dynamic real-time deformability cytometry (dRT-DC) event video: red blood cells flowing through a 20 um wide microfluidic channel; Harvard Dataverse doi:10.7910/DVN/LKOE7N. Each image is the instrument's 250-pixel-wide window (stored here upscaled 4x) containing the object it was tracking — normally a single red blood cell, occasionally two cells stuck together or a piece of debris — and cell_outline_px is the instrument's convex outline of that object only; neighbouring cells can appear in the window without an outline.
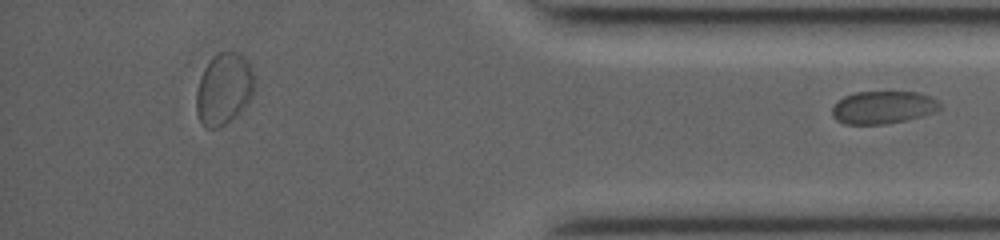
{"species": "common noctule bat (a hibernating species)", "species_latin": "Nyctalus noctula", "temperature_condition": "room temperature", "stored_images_in_passage": 41, "segment_of_instrument_passage": [2, 2], "camera_frame_rate_fps": 3000, "um_per_image_px": 0.085, "animal": {"sex": "female", "body_mass_g": 19.0, "forearm_length_mm": 53.3}, "frame": {"image": 1, "passage_image": 41, "time_ms": 13.333, "image_size_px": [1000, 240], "cell_outline_px": [[940, 108], [936, 112], [924, 116], [884, 124], [844, 124], [836, 120], [832, 116], [832, 108], [844, 96], [856, 92], [920, 92], [936, 100], [940, 104]], "centroid_in_image_um": [75.06, 9.13], "position_along_channel_um": 360.1, "area_um2": 20.46}}